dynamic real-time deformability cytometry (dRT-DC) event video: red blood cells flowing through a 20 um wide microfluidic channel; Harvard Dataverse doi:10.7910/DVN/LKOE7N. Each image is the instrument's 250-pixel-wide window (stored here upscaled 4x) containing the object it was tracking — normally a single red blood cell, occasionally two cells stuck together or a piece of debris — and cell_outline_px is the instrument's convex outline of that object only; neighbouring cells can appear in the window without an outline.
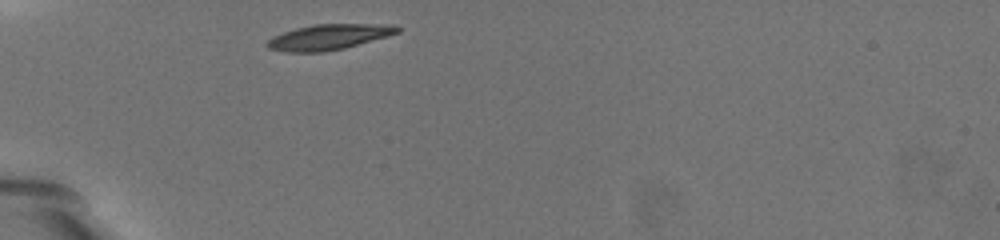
{"species": "common noctule bat (a hibernating species)", "species_latin": "Nyctalus noctula", "temperature_condition": "warm", "stored_images_in_passage": 34, "camera_frame_rate_fps": 3000, "um_per_image_px": 0.085, "animal": {"sex": "female", "body_mass_g": 19.5, "forearm_length_mm": 54.1}, "frame": {"image": 1, "passage_image": 1, "time_ms": 0.0, "image_size_px": [1000, 240], "cell_outline_px": [[400, 32], [388, 36], [344, 48], [324, 52], [288, 52], [268, 48], [264, 44], [268, 40], [284, 32], [296, 28], [312, 24], [392, 24], [400, 28]], "centroid_in_image_um": [27.97, 3.14], "position_along_channel_um": 57.0, "area_um2": 19.25}}
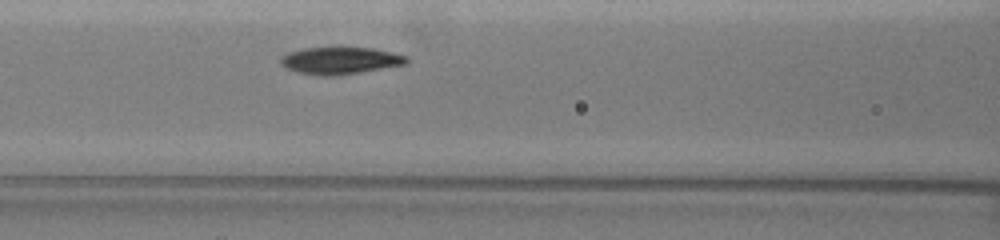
{"frame": {"image": 2, "passage_image": 10, "time_ms": 3.0, "image_size_px": [1000, 240], "cell_outline_px": [[408, 64], [360, 72], [332, 76], [320, 76], [300, 72], [288, 68], [280, 64], [280, 60], [288, 52], [304, 48], [340, 44], [372, 48], [392, 52], [408, 56]], "centroid_in_image_um": [28.95, 5.09], "position_along_channel_um": 137.6, "area_um2": 20.63}}
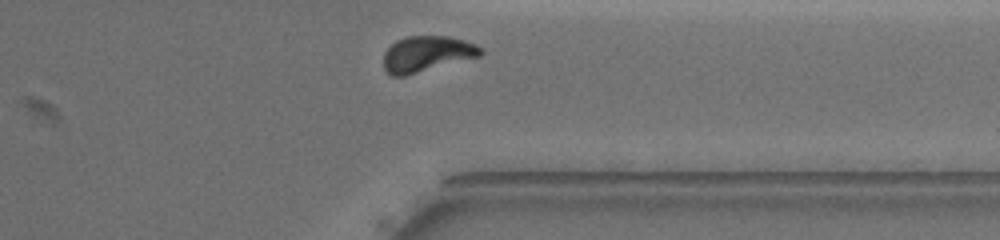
{"frame": {"image": 3, "passage_image": 32, "time_ms": 10.333, "image_size_px": [1000, 240], "cell_outline_px": [[484, 52], [480, 56], [404, 76], [392, 76], [384, 68], [384, 52], [396, 40], [408, 36], [448, 36], [464, 40], [476, 44]], "centroid_in_image_um": [36.28, 4.57], "position_along_channel_um": 375.1, "area_um2": 20.06}, "authors_computed_cell_mechanics": {"area_um2": 20.3745, "velocity_mm_per_s": 3.2486, "shape_relaxation_time_tau1_ms": 3.1325, "shape_relaxation_time_tau2_ms": 3.6085, "deformation_change_tau1": 0.1543, "deformation_change_tau2": 0.0754}}